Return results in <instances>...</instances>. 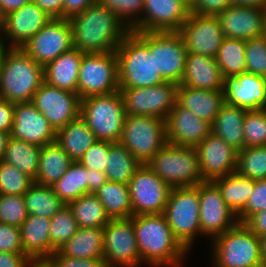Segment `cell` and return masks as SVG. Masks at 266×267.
Instances as JSON below:
<instances>
[{
  "label": "cell",
  "instance_id": "6da1fadb",
  "mask_svg": "<svg viewBox=\"0 0 266 267\" xmlns=\"http://www.w3.org/2000/svg\"><path fill=\"white\" fill-rule=\"evenodd\" d=\"M68 20L72 27L73 46L84 54L116 51L130 32L99 0Z\"/></svg>",
  "mask_w": 266,
  "mask_h": 267
},
{
  "label": "cell",
  "instance_id": "7a4b0ae2",
  "mask_svg": "<svg viewBox=\"0 0 266 267\" xmlns=\"http://www.w3.org/2000/svg\"><path fill=\"white\" fill-rule=\"evenodd\" d=\"M133 226L142 264L183 267L189 251L174 236L164 214L135 215Z\"/></svg>",
  "mask_w": 266,
  "mask_h": 267
},
{
  "label": "cell",
  "instance_id": "3957f363",
  "mask_svg": "<svg viewBox=\"0 0 266 267\" xmlns=\"http://www.w3.org/2000/svg\"><path fill=\"white\" fill-rule=\"evenodd\" d=\"M119 89L145 88L166 80L155 67L154 53L130 31L116 49Z\"/></svg>",
  "mask_w": 266,
  "mask_h": 267
},
{
  "label": "cell",
  "instance_id": "277c9868",
  "mask_svg": "<svg viewBox=\"0 0 266 267\" xmlns=\"http://www.w3.org/2000/svg\"><path fill=\"white\" fill-rule=\"evenodd\" d=\"M45 81L44 67L22 48H10L0 70V98L9 102H30Z\"/></svg>",
  "mask_w": 266,
  "mask_h": 267
},
{
  "label": "cell",
  "instance_id": "5b68a950",
  "mask_svg": "<svg viewBox=\"0 0 266 267\" xmlns=\"http://www.w3.org/2000/svg\"><path fill=\"white\" fill-rule=\"evenodd\" d=\"M211 243L213 267H254L264 265L260 237L245 223L238 222Z\"/></svg>",
  "mask_w": 266,
  "mask_h": 267
},
{
  "label": "cell",
  "instance_id": "8992f818",
  "mask_svg": "<svg viewBox=\"0 0 266 267\" xmlns=\"http://www.w3.org/2000/svg\"><path fill=\"white\" fill-rule=\"evenodd\" d=\"M145 164L172 188L190 187L204 182L195 147L166 143Z\"/></svg>",
  "mask_w": 266,
  "mask_h": 267
},
{
  "label": "cell",
  "instance_id": "52a82bcc",
  "mask_svg": "<svg viewBox=\"0 0 266 267\" xmlns=\"http://www.w3.org/2000/svg\"><path fill=\"white\" fill-rule=\"evenodd\" d=\"M80 116L97 140L111 143L120 141L126 116L120 91L82 99Z\"/></svg>",
  "mask_w": 266,
  "mask_h": 267
},
{
  "label": "cell",
  "instance_id": "ba28073f",
  "mask_svg": "<svg viewBox=\"0 0 266 267\" xmlns=\"http://www.w3.org/2000/svg\"><path fill=\"white\" fill-rule=\"evenodd\" d=\"M164 216L174 236L189 251L202 236L199 220V184L171 189Z\"/></svg>",
  "mask_w": 266,
  "mask_h": 267
},
{
  "label": "cell",
  "instance_id": "9c48e42d",
  "mask_svg": "<svg viewBox=\"0 0 266 267\" xmlns=\"http://www.w3.org/2000/svg\"><path fill=\"white\" fill-rule=\"evenodd\" d=\"M154 53L155 67L166 81L181 83L187 50L178 31L134 32Z\"/></svg>",
  "mask_w": 266,
  "mask_h": 267
},
{
  "label": "cell",
  "instance_id": "30bf717a",
  "mask_svg": "<svg viewBox=\"0 0 266 267\" xmlns=\"http://www.w3.org/2000/svg\"><path fill=\"white\" fill-rule=\"evenodd\" d=\"M141 163H147L166 143L165 120L126 115L119 141Z\"/></svg>",
  "mask_w": 266,
  "mask_h": 267
},
{
  "label": "cell",
  "instance_id": "8fae6325",
  "mask_svg": "<svg viewBox=\"0 0 266 267\" xmlns=\"http://www.w3.org/2000/svg\"><path fill=\"white\" fill-rule=\"evenodd\" d=\"M116 91H119L116 52L83 53L77 84L80 99Z\"/></svg>",
  "mask_w": 266,
  "mask_h": 267
},
{
  "label": "cell",
  "instance_id": "7c38bea8",
  "mask_svg": "<svg viewBox=\"0 0 266 267\" xmlns=\"http://www.w3.org/2000/svg\"><path fill=\"white\" fill-rule=\"evenodd\" d=\"M177 88V83L166 81L152 87L119 89L125 114L154 116L165 120L177 102Z\"/></svg>",
  "mask_w": 266,
  "mask_h": 267
},
{
  "label": "cell",
  "instance_id": "4fadbf2b",
  "mask_svg": "<svg viewBox=\"0 0 266 267\" xmlns=\"http://www.w3.org/2000/svg\"><path fill=\"white\" fill-rule=\"evenodd\" d=\"M103 258L107 267H141L133 216L110 219L104 226Z\"/></svg>",
  "mask_w": 266,
  "mask_h": 267
},
{
  "label": "cell",
  "instance_id": "5bb4252c",
  "mask_svg": "<svg viewBox=\"0 0 266 267\" xmlns=\"http://www.w3.org/2000/svg\"><path fill=\"white\" fill-rule=\"evenodd\" d=\"M128 185L133 216L164 213L172 187L146 164H141Z\"/></svg>",
  "mask_w": 266,
  "mask_h": 267
},
{
  "label": "cell",
  "instance_id": "9a60e30c",
  "mask_svg": "<svg viewBox=\"0 0 266 267\" xmlns=\"http://www.w3.org/2000/svg\"><path fill=\"white\" fill-rule=\"evenodd\" d=\"M72 27L68 19H52L22 49L34 62L45 67L60 54L73 48Z\"/></svg>",
  "mask_w": 266,
  "mask_h": 267
},
{
  "label": "cell",
  "instance_id": "2e32d148",
  "mask_svg": "<svg viewBox=\"0 0 266 267\" xmlns=\"http://www.w3.org/2000/svg\"><path fill=\"white\" fill-rule=\"evenodd\" d=\"M199 220L202 235L209 236L210 240L239 222L213 181L199 183Z\"/></svg>",
  "mask_w": 266,
  "mask_h": 267
},
{
  "label": "cell",
  "instance_id": "e0dca14e",
  "mask_svg": "<svg viewBox=\"0 0 266 267\" xmlns=\"http://www.w3.org/2000/svg\"><path fill=\"white\" fill-rule=\"evenodd\" d=\"M57 131L80 115L81 99L77 93L43 82L31 101Z\"/></svg>",
  "mask_w": 266,
  "mask_h": 267
},
{
  "label": "cell",
  "instance_id": "ac0fdd59",
  "mask_svg": "<svg viewBox=\"0 0 266 267\" xmlns=\"http://www.w3.org/2000/svg\"><path fill=\"white\" fill-rule=\"evenodd\" d=\"M188 53L215 58L224 34L216 16L190 13L188 19L178 31Z\"/></svg>",
  "mask_w": 266,
  "mask_h": 267
},
{
  "label": "cell",
  "instance_id": "d6986e66",
  "mask_svg": "<svg viewBox=\"0 0 266 267\" xmlns=\"http://www.w3.org/2000/svg\"><path fill=\"white\" fill-rule=\"evenodd\" d=\"M195 150L204 181H214L236 172L238 150L213 132L199 143Z\"/></svg>",
  "mask_w": 266,
  "mask_h": 267
},
{
  "label": "cell",
  "instance_id": "ffe728a7",
  "mask_svg": "<svg viewBox=\"0 0 266 267\" xmlns=\"http://www.w3.org/2000/svg\"><path fill=\"white\" fill-rule=\"evenodd\" d=\"M51 20L52 18L31 0L3 17L1 36L10 48H22Z\"/></svg>",
  "mask_w": 266,
  "mask_h": 267
},
{
  "label": "cell",
  "instance_id": "44dd1931",
  "mask_svg": "<svg viewBox=\"0 0 266 267\" xmlns=\"http://www.w3.org/2000/svg\"><path fill=\"white\" fill-rule=\"evenodd\" d=\"M191 13L185 0H144L139 32L179 31Z\"/></svg>",
  "mask_w": 266,
  "mask_h": 267
},
{
  "label": "cell",
  "instance_id": "7402d4cb",
  "mask_svg": "<svg viewBox=\"0 0 266 267\" xmlns=\"http://www.w3.org/2000/svg\"><path fill=\"white\" fill-rule=\"evenodd\" d=\"M57 131L30 102L15 103L10 137L42 147L56 141Z\"/></svg>",
  "mask_w": 266,
  "mask_h": 267
},
{
  "label": "cell",
  "instance_id": "603a6c76",
  "mask_svg": "<svg viewBox=\"0 0 266 267\" xmlns=\"http://www.w3.org/2000/svg\"><path fill=\"white\" fill-rule=\"evenodd\" d=\"M165 130L167 143L185 147H196L212 132L210 123L178 102L165 119Z\"/></svg>",
  "mask_w": 266,
  "mask_h": 267
},
{
  "label": "cell",
  "instance_id": "cb8c5ba5",
  "mask_svg": "<svg viewBox=\"0 0 266 267\" xmlns=\"http://www.w3.org/2000/svg\"><path fill=\"white\" fill-rule=\"evenodd\" d=\"M216 17L225 38L248 40L265 34L266 9L231 5Z\"/></svg>",
  "mask_w": 266,
  "mask_h": 267
},
{
  "label": "cell",
  "instance_id": "d4e9b609",
  "mask_svg": "<svg viewBox=\"0 0 266 267\" xmlns=\"http://www.w3.org/2000/svg\"><path fill=\"white\" fill-rule=\"evenodd\" d=\"M225 103L246 110L266 108V78L248 72L224 79Z\"/></svg>",
  "mask_w": 266,
  "mask_h": 267
},
{
  "label": "cell",
  "instance_id": "484cf974",
  "mask_svg": "<svg viewBox=\"0 0 266 267\" xmlns=\"http://www.w3.org/2000/svg\"><path fill=\"white\" fill-rule=\"evenodd\" d=\"M178 86L208 91L223 90L224 78L215 58L187 53L184 75Z\"/></svg>",
  "mask_w": 266,
  "mask_h": 267
},
{
  "label": "cell",
  "instance_id": "4316f807",
  "mask_svg": "<svg viewBox=\"0 0 266 267\" xmlns=\"http://www.w3.org/2000/svg\"><path fill=\"white\" fill-rule=\"evenodd\" d=\"M51 220L38 215H28L20 226L24 254L32 261H46L55 250L50 243Z\"/></svg>",
  "mask_w": 266,
  "mask_h": 267
},
{
  "label": "cell",
  "instance_id": "83f0119b",
  "mask_svg": "<svg viewBox=\"0 0 266 267\" xmlns=\"http://www.w3.org/2000/svg\"><path fill=\"white\" fill-rule=\"evenodd\" d=\"M177 102L198 118L213 124L221 107L225 104L224 91H208L187 86H178Z\"/></svg>",
  "mask_w": 266,
  "mask_h": 267
},
{
  "label": "cell",
  "instance_id": "f1b7e54d",
  "mask_svg": "<svg viewBox=\"0 0 266 267\" xmlns=\"http://www.w3.org/2000/svg\"><path fill=\"white\" fill-rule=\"evenodd\" d=\"M82 58L83 53L74 47L60 54L44 67L45 82L59 89L77 93Z\"/></svg>",
  "mask_w": 266,
  "mask_h": 267
},
{
  "label": "cell",
  "instance_id": "f546056e",
  "mask_svg": "<svg viewBox=\"0 0 266 267\" xmlns=\"http://www.w3.org/2000/svg\"><path fill=\"white\" fill-rule=\"evenodd\" d=\"M96 140L80 115L56 133V142L73 161H79Z\"/></svg>",
  "mask_w": 266,
  "mask_h": 267
},
{
  "label": "cell",
  "instance_id": "4dcf8cb0",
  "mask_svg": "<svg viewBox=\"0 0 266 267\" xmlns=\"http://www.w3.org/2000/svg\"><path fill=\"white\" fill-rule=\"evenodd\" d=\"M104 227H79L77 232L57 251L79 259L103 258Z\"/></svg>",
  "mask_w": 266,
  "mask_h": 267
},
{
  "label": "cell",
  "instance_id": "1f68e13d",
  "mask_svg": "<svg viewBox=\"0 0 266 267\" xmlns=\"http://www.w3.org/2000/svg\"><path fill=\"white\" fill-rule=\"evenodd\" d=\"M246 112L242 107L225 103L211 125L214 134L238 151L245 147L243 123Z\"/></svg>",
  "mask_w": 266,
  "mask_h": 267
},
{
  "label": "cell",
  "instance_id": "d6a6232c",
  "mask_svg": "<svg viewBox=\"0 0 266 267\" xmlns=\"http://www.w3.org/2000/svg\"><path fill=\"white\" fill-rule=\"evenodd\" d=\"M73 160L55 141L40 149L39 169L34 182L52 186L67 171Z\"/></svg>",
  "mask_w": 266,
  "mask_h": 267
},
{
  "label": "cell",
  "instance_id": "836d02e7",
  "mask_svg": "<svg viewBox=\"0 0 266 267\" xmlns=\"http://www.w3.org/2000/svg\"><path fill=\"white\" fill-rule=\"evenodd\" d=\"M110 219L133 216L129 185L107 181L94 193Z\"/></svg>",
  "mask_w": 266,
  "mask_h": 267
},
{
  "label": "cell",
  "instance_id": "e575fe53",
  "mask_svg": "<svg viewBox=\"0 0 266 267\" xmlns=\"http://www.w3.org/2000/svg\"><path fill=\"white\" fill-rule=\"evenodd\" d=\"M40 149L37 145L9 137L2 161L18 168L35 181L39 169Z\"/></svg>",
  "mask_w": 266,
  "mask_h": 267
},
{
  "label": "cell",
  "instance_id": "d590c367",
  "mask_svg": "<svg viewBox=\"0 0 266 267\" xmlns=\"http://www.w3.org/2000/svg\"><path fill=\"white\" fill-rule=\"evenodd\" d=\"M213 182L220 189L227 206L238 215L244 209L248 198L253 192L255 180L233 172L227 176L215 179Z\"/></svg>",
  "mask_w": 266,
  "mask_h": 267
},
{
  "label": "cell",
  "instance_id": "8d00e7d4",
  "mask_svg": "<svg viewBox=\"0 0 266 267\" xmlns=\"http://www.w3.org/2000/svg\"><path fill=\"white\" fill-rule=\"evenodd\" d=\"M29 215L51 219L66 204L54 193L52 186L34 182L23 195Z\"/></svg>",
  "mask_w": 266,
  "mask_h": 267
},
{
  "label": "cell",
  "instance_id": "74e56055",
  "mask_svg": "<svg viewBox=\"0 0 266 267\" xmlns=\"http://www.w3.org/2000/svg\"><path fill=\"white\" fill-rule=\"evenodd\" d=\"M141 163L120 142L111 143L105 167L108 181L128 184Z\"/></svg>",
  "mask_w": 266,
  "mask_h": 267
},
{
  "label": "cell",
  "instance_id": "f35d334b",
  "mask_svg": "<svg viewBox=\"0 0 266 267\" xmlns=\"http://www.w3.org/2000/svg\"><path fill=\"white\" fill-rule=\"evenodd\" d=\"M88 168L73 161L63 176L52 185L54 193L66 204L88 194Z\"/></svg>",
  "mask_w": 266,
  "mask_h": 267
},
{
  "label": "cell",
  "instance_id": "ab89813d",
  "mask_svg": "<svg viewBox=\"0 0 266 267\" xmlns=\"http://www.w3.org/2000/svg\"><path fill=\"white\" fill-rule=\"evenodd\" d=\"M68 205L73 212L78 227L100 228L110 221L104 206L94 193L81 195Z\"/></svg>",
  "mask_w": 266,
  "mask_h": 267
},
{
  "label": "cell",
  "instance_id": "60d3db41",
  "mask_svg": "<svg viewBox=\"0 0 266 267\" xmlns=\"http://www.w3.org/2000/svg\"><path fill=\"white\" fill-rule=\"evenodd\" d=\"M245 46L244 39L224 38L215 57L224 79L246 72Z\"/></svg>",
  "mask_w": 266,
  "mask_h": 267
},
{
  "label": "cell",
  "instance_id": "b9f144b4",
  "mask_svg": "<svg viewBox=\"0 0 266 267\" xmlns=\"http://www.w3.org/2000/svg\"><path fill=\"white\" fill-rule=\"evenodd\" d=\"M236 172L252 180L266 179V146L244 147L238 151Z\"/></svg>",
  "mask_w": 266,
  "mask_h": 267
},
{
  "label": "cell",
  "instance_id": "7bdbcfd3",
  "mask_svg": "<svg viewBox=\"0 0 266 267\" xmlns=\"http://www.w3.org/2000/svg\"><path fill=\"white\" fill-rule=\"evenodd\" d=\"M50 220V243L57 251L77 232L79 227L69 205H65Z\"/></svg>",
  "mask_w": 266,
  "mask_h": 267
},
{
  "label": "cell",
  "instance_id": "ee69618b",
  "mask_svg": "<svg viewBox=\"0 0 266 267\" xmlns=\"http://www.w3.org/2000/svg\"><path fill=\"white\" fill-rule=\"evenodd\" d=\"M114 12L123 24L133 32H139V19L142 17L144 0H99Z\"/></svg>",
  "mask_w": 266,
  "mask_h": 267
},
{
  "label": "cell",
  "instance_id": "f6af8a7d",
  "mask_svg": "<svg viewBox=\"0 0 266 267\" xmlns=\"http://www.w3.org/2000/svg\"><path fill=\"white\" fill-rule=\"evenodd\" d=\"M243 132L245 147L266 146V108L247 110Z\"/></svg>",
  "mask_w": 266,
  "mask_h": 267
},
{
  "label": "cell",
  "instance_id": "bcb514c9",
  "mask_svg": "<svg viewBox=\"0 0 266 267\" xmlns=\"http://www.w3.org/2000/svg\"><path fill=\"white\" fill-rule=\"evenodd\" d=\"M34 180L18 168L0 161V194L24 195Z\"/></svg>",
  "mask_w": 266,
  "mask_h": 267
},
{
  "label": "cell",
  "instance_id": "7dc6e473",
  "mask_svg": "<svg viewBox=\"0 0 266 267\" xmlns=\"http://www.w3.org/2000/svg\"><path fill=\"white\" fill-rule=\"evenodd\" d=\"M246 72L266 78V35L246 40Z\"/></svg>",
  "mask_w": 266,
  "mask_h": 267
},
{
  "label": "cell",
  "instance_id": "c3c4849f",
  "mask_svg": "<svg viewBox=\"0 0 266 267\" xmlns=\"http://www.w3.org/2000/svg\"><path fill=\"white\" fill-rule=\"evenodd\" d=\"M28 215L23 195L0 194V223L20 227Z\"/></svg>",
  "mask_w": 266,
  "mask_h": 267
},
{
  "label": "cell",
  "instance_id": "681fc988",
  "mask_svg": "<svg viewBox=\"0 0 266 267\" xmlns=\"http://www.w3.org/2000/svg\"><path fill=\"white\" fill-rule=\"evenodd\" d=\"M264 210H266V179L255 180L253 192L237 217L239 222L245 223L253 214Z\"/></svg>",
  "mask_w": 266,
  "mask_h": 267
},
{
  "label": "cell",
  "instance_id": "f907efd6",
  "mask_svg": "<svg viewBox=\"0 0 266 267\" xmlns=\"http://www.w3.org/2000/svg\"><path fill=\"white\" fill-rule=\"evenodd\" d=\"M110 142L96 140L91 147L87 149L79 162L86 168L104 172L109 156Z\"/></svg>",
  "mask_w": 266,
  "mask_h": 267
},
{
  "label": "cell",
  "instance_id": "816d5d0a",
  "mask_svg": "<svg viewBox=\"0 0 266 267\" xmlns=\"http://www.w3.org/2000/svg\"><path fill=\"white\" fill-rule=\"evenodd\" d=\"M0 251L24 253L20 227L0 223Z\"/></svg>",
  "mask_w": 266,
  "mask_h": 267
},
{
  "label": "cell",
  "instance_id": "f5cc1de1",
  "mask_svg": "<svg viewBox=\"0 0 266 267\" xmlns=\"http://www.w3.org/2000/svg\"><path fill=\"white\" fill-rule=\"evenodd\" d=\"M46 263L50 267H107L104 258L79 259L61 255L58 251H55Z\"/></svg>",
  "mask_w": 266,
  "mask_h": 267
},
{
  "label": "cell",
  "instance_id": "db71d44e",
  "mask_svg": "<svg viewBox=\"0 0 266 267\" xmlns=\"http://www.w3.org/2000/svg\"><path fill=\"white\" fill-rule=\"evenodd\" d=\"M232 5L231 0H193L191 12L198 15L216 16Z\"/></svg>",
  "mask_w": 266,
  "mask_h": 267
},
{
  "label": "cell",
  "instance_id": "11a10c76",
  "mask_svg": "<svg viewBox=\"0 0 266 267\" xmlns=\"http://www.w3.org/2000/svg\"><path fill=\"white\" fill-rule=\"evenodd\" d=\"M15 103L0 98V130L10 133L14 122Z\"/></svg>",
  "mask_w": 266,
  "mask_h": 267
},
{
  "label": "cell",
  "instance_id": "9f6ffc18",
  "mask_svg": "<svg viewBox=\"0 0 266 267\" xmlns=\"http://www.w3.org/2000/svg\"><path fill=\"white\" fill-rule=\"evenodd\" d=\"M33 261L24 253L0 251V267H28Z\"/></svg>",
  "mask_w": 266,
  "mask_h": 267
},
{
  "label": "cell",
  "instance_id": "6f0895ef",
  "mask_svg": "<svg viewBox=\"0 0 266 267\" xmlns=\"http://www.w3.org/2000/svg\"><path fill=\"white\" fill-rule=\"evenodd\" d=\"M52 19L63 18V1L64 0H32Z\"/></svg>",
  "mask_w": 266,
  "mask_h": 267
},
{
  "label": "cell",
  "instance_id": "680465c9",
  "mask_svg": "<svg viewBox=\"0 0 266 267\" xmlns=\"http://www.w3.org/2000/svg\"><path fill=\"white\" fill-rule=\"evenodd\" d=\"M98 0H64L63 1V18L69 19L73 15L84 11L87 7L96 3Z\"/></svg>",
  "mask_w": 266,
  "mask_h": 267
},
{
  "label": "cell",
  "instance_id": "91938a15",
  "mask_svg": "<svg viewBox=\"0 0 266 267\" xmlns=\"http://www.w3.org/2000/svg\"><path fill=\"white\" fill-rule=\"evenodd\" d=\"M245 224L258 236L266 235V210L253 214Z\"/></svg>",
  "mask_w": 266,
  "mask_h": 267
},
{
  "label": "cell",
  "instance_id": "94428289",
  "mask_svg": "<svg viewBox=\"0 0 266 267\" xmlns=\"http://www.w3.org/2000/svg\"><path fill=\"white\" fill-rule=\"evenodd\" d=\"M108 181L105 172L88 168V193H95Z\"/></svg>",
  "mask_w": 266,
  "mask_h": 267
},
{
  "label": "cell",
  "instance_id": "6125c7cd",
  "mask_svg": "<svg viewBox=\"0 0 266 267\" xmlns=\"http://www.w3.org/2000/svg\"><path fill=\"white\" fill-rule=\"evenodd\" d=\"M31 0H0V15L6 16L8 13L20 9Z\"/></svg>",
  "mask_w": 266,
  "mask_h": 267
},
{
  "label": "cell",
  "instance_id": "be15d7a7",
  "mask_svg": "<svg viewBox=\"0 0 266 267\" xmlns=\"http://www.w3.org/2000/svg\"><path fill=\"white\" fill-rule=\"evenodd\" d=\"M232 5L241 7H258L266 9V0H231Z\"/></svg>",
  "mask_w": 266,
  "mask_h": 267
},
{
  "label": "cell",
  "instance_id": "e7e4bbea",
  "mask_svg": "<svg viewBox=\"0 0 266 267\" xmlns=\"http://www.w3.org/2000/svg\"><path fill=\"white\" fill-rule=\"evenodd\" d=\"M10 133L0 130V161L3 160Z\"/></svg>",
  "mask_w": 266,
  "mask_h": 267
},
{
  "label": "cell",
  "instance_id": "03108f58",
  "mask_svg": "<svg viewBox=\"0 0 266 267\" xmlns=\"http://www.w3.org/2000/svg\"><path fill=\"white\" fill-rule=\"evenodd\" d=\"M9 50L10 47L7 42L2 38V36H0V70L2 68L4 58Z\"/></svg>",
  "mask_w": 266,
  "mask_h": 267
},
{
  "label": "cell",
  "instance_id": "003e7915",
  "mask_svg": "<svg viewBox=\"0 0 266 267\" xmlns=\"http://www.w3.org/2000/svg\"><path fill=\"white\" fill-rule=\"evenodd\" d=\"M260 249L262 260L266 263V235L260 237Z\"/></svg>",
  "mask_w": 266,
  "mask_h": 267
},
{
  "label": "cell",
  "instance_id": "a7ac6f4b",
  "mask_svg": "<svg viewBox=\"0 0 266 267\" xmlns=\"http://www.w3.org/2000/svg\"><path fill=\"white\" fill-rule=\"evenodd\" d=\"M28 267H50L46 261H33Z\"/></svg>",
  "mask_w": 266,
  "mask_h": 267
},
{
  "label": "cell",
  "instance_id": "89a4df30",
  "mask_svg": "<svg viewBox=\"0 0 266 267\" xmlns=\"http://www.w3.org/2000/svg\"><path fill=\"white\" fill-rule=\"evenodd\" d=\"M2 22H3V17L0 15V36L2 34Z\"/></svg>",
  "mask_w": 266,
  "mask_h": 267
},
{
  "label": "cell",
  "instance_id": "2644e50d",
  "mask_svg": "<svg viewBox=\"0 0 266 267\" xmlns=\"http://www.w3.org/2000/svg\"><path fill=\"white\" fill-rule=\"evenodd\" d=\"M185 1H187L190 5L193 2V0H185Z\"/></svg>",
  "mask_w": 266,
  "mask_h": 267
},
{
  "label": "cell",
  "instance_id": "8c879c8a",
  "mask_svg": "<svg viewBox=\"0 0 266 267\" xmlns=\"http://www.w3.org/2000/svg\"><path fill=\"white\" fill-rule=\"evenodd\" d=\"M254 267H265L264 265H257V266H254Z\"/></svg>",
  "mask_w": 266,
  "mask_h": 267
}]
</instances>
